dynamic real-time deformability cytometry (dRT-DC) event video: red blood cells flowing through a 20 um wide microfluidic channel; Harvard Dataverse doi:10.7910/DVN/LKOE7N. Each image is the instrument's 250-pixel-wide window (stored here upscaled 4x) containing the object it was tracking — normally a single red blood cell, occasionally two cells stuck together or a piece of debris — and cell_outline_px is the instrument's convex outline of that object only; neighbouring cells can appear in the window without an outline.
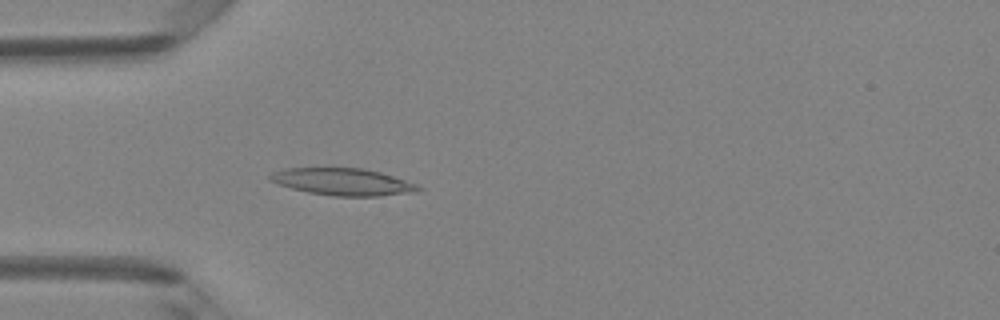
{"species": "Egyptian fruit bat (a non-hibernating species)", "species_latin": "Rousettus aegyptiacus", "temperature_condition": "room temperature", "stored_images_in_passage": 48, "camera_frame_rate_fps": 3000, "um_per_image_px": 0.085, "animal": {"sex": "female"}, "frame": {"image": 1, "passage_image": 14, "time_ms": 4.333, "image_size_px": [1000, 320], "cell_outline_px": [[424, 188], [416, 192], [380, 196], [332, 196], [308, 192], [292, 188], [268, 180], [268, 176], [272, 172], [284, 168], [364, 168], [380, 172], [416, 184]], "centroid_in_image_um": [29.13, 15.45], "position_along_channel_um": 55.9, "area_um2": 23.35}}
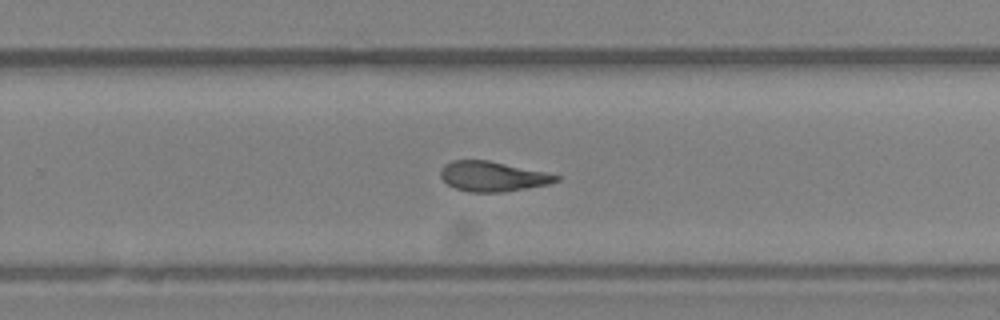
{"frame": {"image": 2, "passage_image": 31, "time_ms": 10.0, "image_size_px": [1000, 320], "cell_outline_px": [[560, 180], [548, 184], [504, 192], [468, 192], [456, 188], [448, 184], [440, 176], [440, 172], [444, 164], [452, 160], [488, 160], [544, 172], [560, 176]], "centroid_in_image_um": [41.85, 14.99], "position_along_channel_um": 288.0, "area_um2": 20.0}}
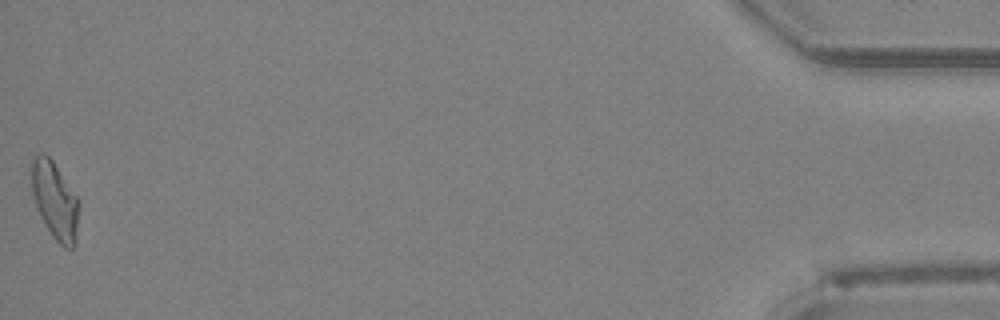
{"frame": {"image": 3, "passage_image": 48, "time_ms": 15.667, "image_size_px": [1000, 320], "cell_outline_px": [[80, 208], [76, 244], [72, 248], [64, 248], [52, 236], [40, 216], [36, 208], [32, 192], [32, 156], [40, 152], [44, 152], [52, 160], [80, 200]], "centroid_in_image_um": [4.69, 17.06], "position_along_channel_um": 430.5, "area_um2": 21.73}, "authors_computed_cell_mechanics": {"area_um2": 21.2415, "velocity_mm_per_s": 4.2122, "shape_relaxation_time_tau1_ms": null, "shape_relaxation_time_tau2_ms": 5.0274, "deformation_change_tau1": null, "deformation_change_tau2": 0.1411}}